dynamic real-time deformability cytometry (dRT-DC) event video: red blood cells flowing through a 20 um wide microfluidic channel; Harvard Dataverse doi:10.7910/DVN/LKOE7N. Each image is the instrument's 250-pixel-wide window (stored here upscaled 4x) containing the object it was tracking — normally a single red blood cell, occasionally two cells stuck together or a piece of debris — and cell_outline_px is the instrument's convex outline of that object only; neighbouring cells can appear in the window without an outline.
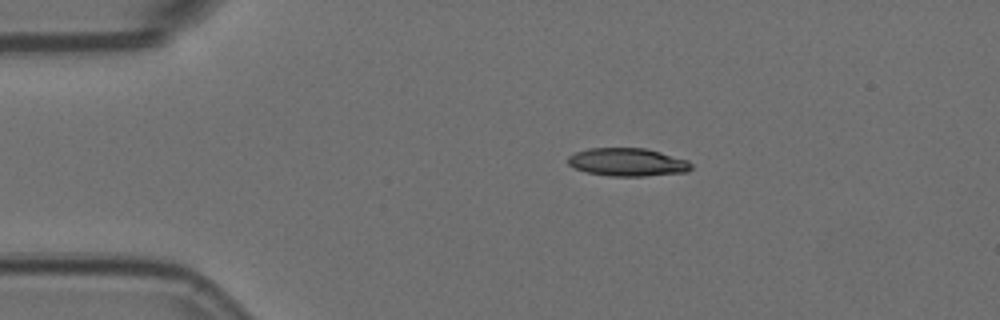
{"species": "Egyptian fruit bat (a non-hibernating species)", "species_latin": "Rousettus aegyptiacus", "temperature_condition": "room temperature", "stored_images_in_passage": 47, "camera_frame_rate_fps": 3000, "um_per_image_px": 0.085, "animal": {"sex": "female"}, "frame": {"image": 1, "passage_image": 1, "time_ms": 0.0, "image_size_px": [1000, 320], "cell_outline_px": [[692, 168], [688, 172], [644, 176], [612, 176], [588, 172], [576, 168], [568, 164], [568, 156], [576, 152], [588, 148], [644, 148], [660, 152], [688, 160], [692, 164]], "centroid_in_image_um": [53.37, 13.78], "position_along_channel_um": 31.6, "area_um2": 20.06}}
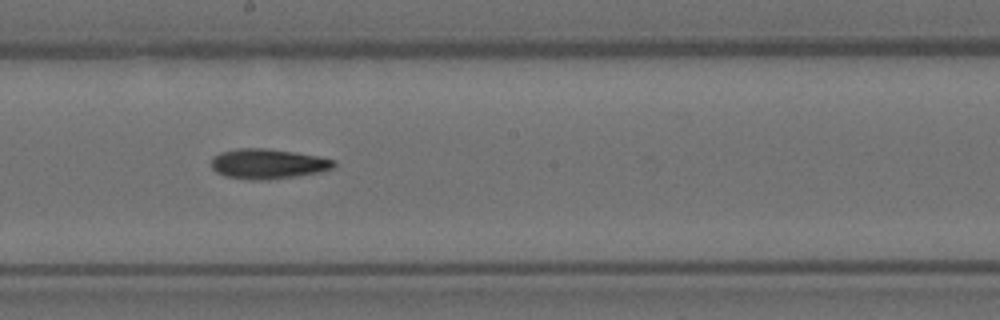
{"frame": {"image": 2, "passage_image": 21, "time_ms": 6.667, "image_size_px": [1000, 320], "cell_outline_px": [[336, 164], [332, 168], [320, 172], [296, 176], [268, 180], [252, 180], [224, 176], [216, 172], [212, 168], [212, 156], [220, 152], [236, 148], [264, 148], [292, 152], [316, 156], [336, 160]], "centroid_in_image_um": [22.74, 13.93], "position_along_channel_um": 225.5, "area_um2": 21.44}}
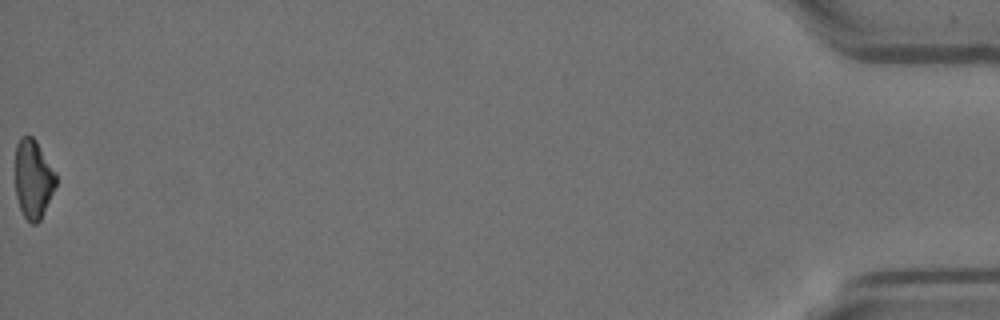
{"frame": {"image": 3, "passage_image": 47, "time_ms": 15.333, "image_size_px": [1000, 320], "cell_outline_px": [[56, 184], [40, 220], [36, 224], [32, 224], [24, 216], [20, 208], [16, 196], [16, 144], [20, 136], [32, 136], [36, 140], [56, 172]], "centroid_in_image_um": [2.82, 15.19], "position_along_channel_um": 432.4, "area_um2": 18.55}}